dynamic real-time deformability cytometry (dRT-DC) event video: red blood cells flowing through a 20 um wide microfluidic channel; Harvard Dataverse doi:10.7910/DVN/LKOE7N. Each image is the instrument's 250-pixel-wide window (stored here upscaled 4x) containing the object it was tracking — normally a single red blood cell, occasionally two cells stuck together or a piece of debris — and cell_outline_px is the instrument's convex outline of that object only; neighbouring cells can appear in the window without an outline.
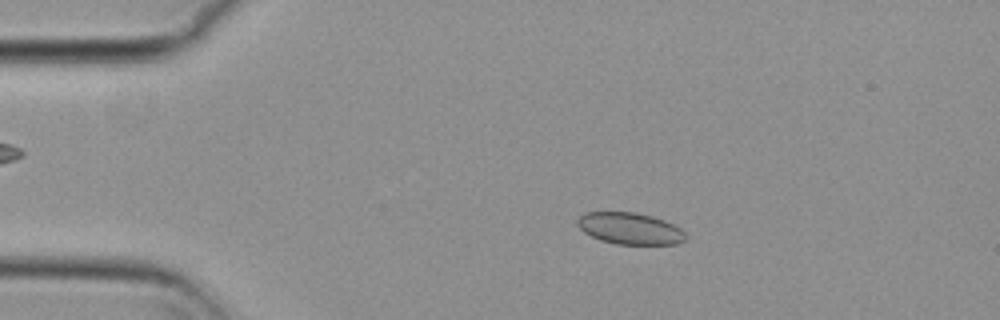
{"species": "common noctule bat (a hibernating species)", "species_latin": "Nyctalus noctula", "temperature_condition": "cold", "stored_images_in_passage": 54, "camera_frame_rate_fps": 3000, "um_per_image_px": 0.085, "animal": {"sex": "female", "body_mass_g": 29.2, "forearm_length_mm": 56.3}, "frame": {"image": 1, "passage_image": 10, "time_ms": 3.0, "image_size_px": [1000, 320], "cell_outline_px": [[688, 236], [684, 240], [676, 244], [616, 244], [600, 240], [584, 232], [576, 224], [576, 220], [584, 212], [636, 212], [652, 216], [664, 220], [680, 228]], "centroid_in_image_um": [53.53, 19.41], "position_along_channel_um": 31.5, "area_um2": 20.0}}
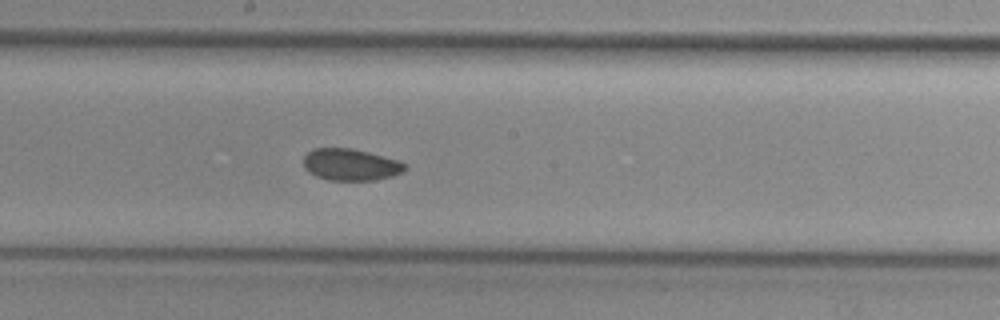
{"frame": {"image": 2, "passage_image": 29, "time_ms": 9.333, "image_size_px": [1000, 320], "cell_outline_px": [[408, 168], [404, 172], [392, 176], [376, 180], [328, 180], [316, 176], [308, 172], [304, 168], [304, 156], [308, 152], [316, 148], [352, 148], [368, 152], [396, 160], [408, 164]], "centroid_in_image_um": [29.82, 14.0], "position_along_channel_um": 218.4, "area_um2": 18.84}}
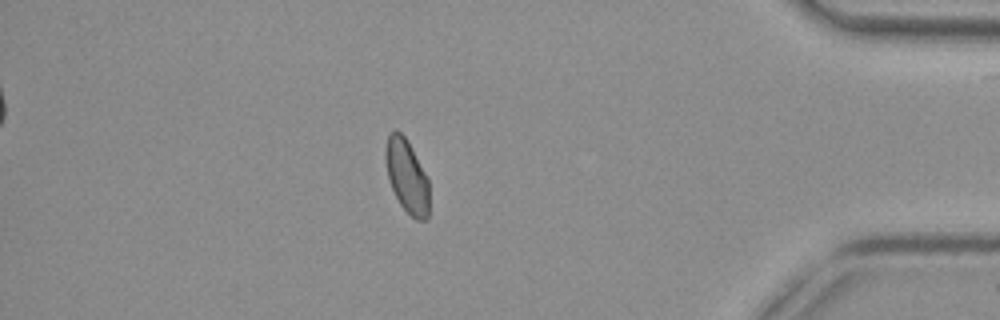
{"frame": {"image": 3, "passage_image": 47, "time_ms": 15.333, "image_size_px": [1000, 320], "cell_outline_px": [[428, 220], [416, 220], [400, 204], [392, 188], [388, 176], [384, 160], [384, 148], [388, 136], [396, 128], [404, 136], [412, 148], [428, 180]], "centroid_in_image_um": [34.56, 14.95], "position_along_channel_um": 400.6, "area_um2": 18.5}, "authors_computed_cell_mechanics": {"area_um2": 19.5364, "velocity_mm_per_s": 3.7399, "shape_relaxation_time_tau1_ms": null, "shape_relaxation_time_tau2_ms": 10.2627, "deformation_change_tau1": null, "deformation_change_tau2": 0.0975}}